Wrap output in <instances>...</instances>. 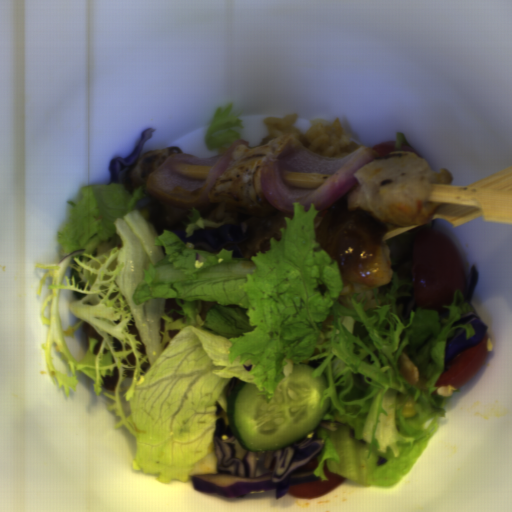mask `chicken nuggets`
Wrapping results in <instances>:
<instances>
[{
  "instance_id": "90cb4de2",
  "label": "chicken nuggets",
  "mask_w": 512,
  "mask_h": 512,
  "mask_svg": "<svg viewBox=\"0 0 512 512\" xmlns=\"http://www.w3.org/2000/svg\"><path fill=\"white\" fill-rule=\"evenodd\" d=\"M352 175L354 189L320 222L316 239L337 261L343 282L383 287L394 272L385 236L393 228L429 224L440 205L429 200L432 190L452 183L454 174L433 170L411 150L394 149Z\"/></svg>"
},
{
  "instance_id": "f4ed5422",
  "label": "chicken nuggets",
  "mask_w": 512,
  "mask_h": 512,
  "mask_svg": "<svg viewBox=\"0 0 512 512\" xmlns=\"http://www.w3.org/2000/svg\"><path fill=\"white\" fill-rule=\"evenodd\" d=\"M284 138L279 136L261 146L241 143L235 147L228 164L208 191V202L256 210L266 205L268 201L261 192L260 174L266 156Z\"/></svg>"
},
{
  "instance_id": "cc037f56",
  "label": "chicken nuggets",
  "mask_w": 512,
  "mask_h": 512,
  "mask_svg": "<svg viewBox=\"0 0 512 512\" xmlns=\"http://www.w3.org/2000/svg\"><path fill=\"white\" fill-rule=\"evenodd\" d=\"M174 154H183V152L178 146H172L140 153L136 162L128 168L129 175L122 183L125 189H127L132 196L136 188L145 185L153 170L165 159Z\"/></svg>"
}]
</instances>
